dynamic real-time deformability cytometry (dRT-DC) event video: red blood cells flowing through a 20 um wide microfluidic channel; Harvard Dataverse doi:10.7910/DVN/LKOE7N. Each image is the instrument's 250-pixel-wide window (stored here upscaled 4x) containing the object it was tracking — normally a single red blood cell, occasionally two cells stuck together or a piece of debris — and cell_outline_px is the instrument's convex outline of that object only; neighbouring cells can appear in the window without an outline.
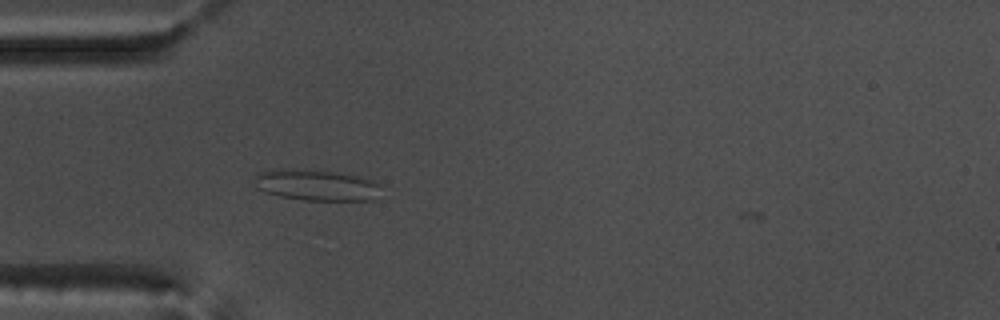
{"species": "common noctule bat (a hibernating species)", "species_latin": "Nyctalus noctula", "temperature_condition": "warm", "stored_images_in_passage": 3, "camera_frame_rate_fps": 3000, "um_per_image_px": 0.085, "animal": {"sex": "male", "body_mass_g": 17.5, "forearm_length_mm": 52.3}, "frame": {"image": 1, "passage_image": 2, "time_ms": 0.333, "image_size_px": [1000, 320], "cell_outline_px": [[380, 184], [376, 200], [304, 200], [280, 196], [264, 192], [256, 188], [256, 176], [260, 172], [276, 168], [284, 168], [332, 172], [360, 176], [372, 180]], "centroid_in_image_um": [26.89, 15.73], "position_along_channel_um": 58.1, "area_um2": 22.83}}